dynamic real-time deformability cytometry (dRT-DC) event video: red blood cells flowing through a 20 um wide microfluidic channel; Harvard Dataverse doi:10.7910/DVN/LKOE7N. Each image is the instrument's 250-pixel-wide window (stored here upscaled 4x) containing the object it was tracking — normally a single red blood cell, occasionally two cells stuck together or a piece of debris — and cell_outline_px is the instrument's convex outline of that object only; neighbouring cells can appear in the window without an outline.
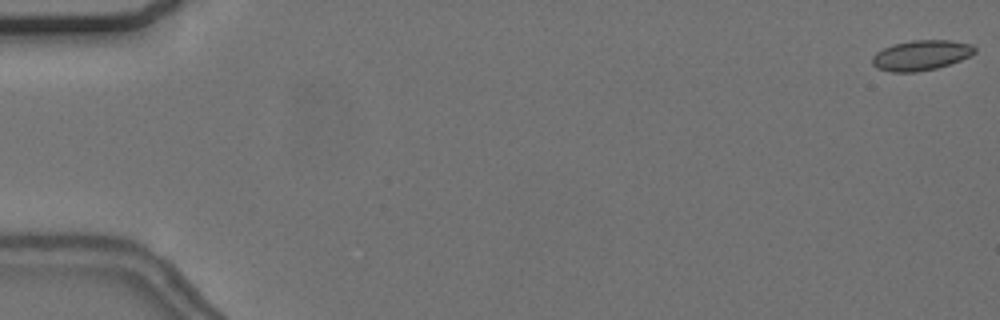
{"species": "common noctule bat (a hibernating species)", "species_latin": "Nyctalus noctula", "temperature_condition": "cold", "stored_images_in_passage": 55, "camera_frame_rate_fps": 3000, "um_per_image_px": 0.085, "animal": {"sex": "female", "body_mass_g": 24.6, "forearm_length_mm": 56.2}, "frame": {"image": 1, "passage_image": 1, "time_ms": 0.0, "image_size_px": [1000, 320], "cell_outline_px": [[976, 52], [960, 60], [936, 68], [916, 72], [892, 72], [876, 68], [872, 64], [872, 56], [876, 52], [892, 44], [912, 40], [948, 40], [972, 44], [976, 48]], "centroid_in_image_um": [78.26, 4.69], "position_along_channel_um": 6.7, "area_um2": 17.98}}
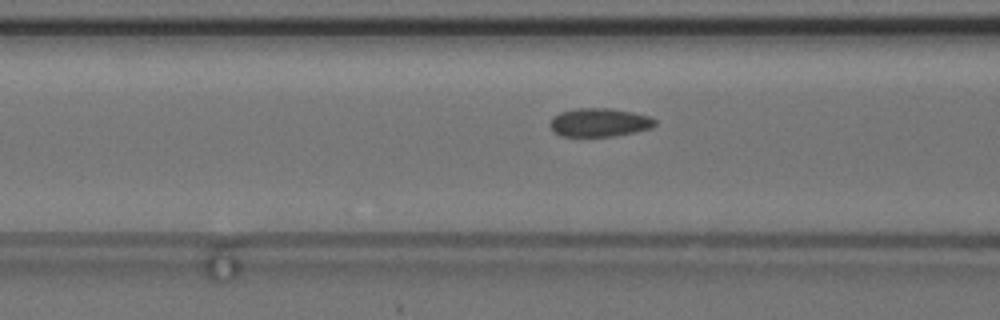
{"frame": {"image": 2, "passage_image": 23, "time_ms": 7.333, "image_size_px": [1000, 320], "cell_outline_px": [[656, 124], [652, 128], [636, 132], [612, 136], [560, 136], [548, 124], [552, 116], [560, 112], [576, 108], [612, 108], [632, 112], [648, 116], [656, 120]], "centroid_in_image_um": [50.94, 10.4], "position_along_channel_um": 115.7, "area_um2": 17.51}}
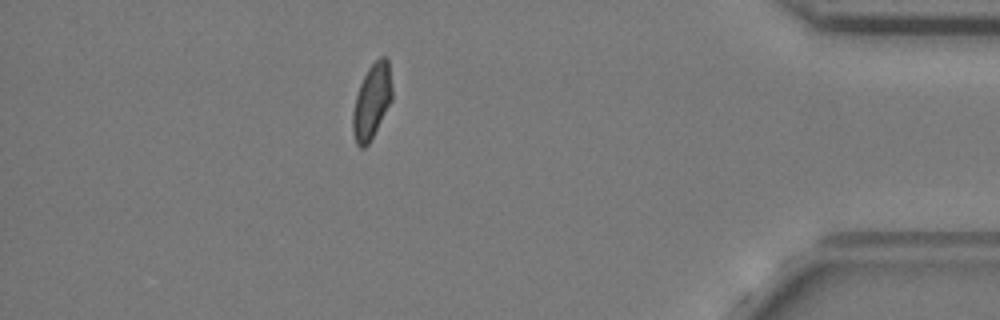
{"frame": {"image": 3, "passage_image": 50, "time_ms": 16.333, "image_size_px": [1000, 320], "cell_outline_px": [[392, 100], [368, 144], [364, 148], [360, 148], [356, 144], [352, 132], [352, 112], [356, 96], [360, 84], [368, 68], [380, 56], [384, 56], [388, 60], [392, 88]], "centroid_in_image_um": [31.59, 8.62], "position_along_channel_um": 403.6, "area_um2": 17.05}}